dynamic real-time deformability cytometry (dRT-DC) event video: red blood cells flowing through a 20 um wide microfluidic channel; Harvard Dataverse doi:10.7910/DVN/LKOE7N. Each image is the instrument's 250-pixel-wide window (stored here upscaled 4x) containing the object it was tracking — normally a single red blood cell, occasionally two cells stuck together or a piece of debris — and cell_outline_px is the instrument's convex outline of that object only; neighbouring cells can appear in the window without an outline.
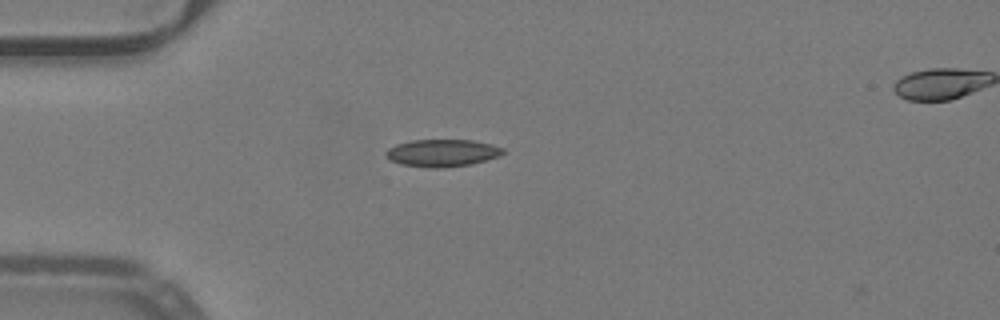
{"species": "common noctule bat (a hibernating species)", "species_latin": "Nyctalus noctula", "temperature_condition": "warm", "stored_images_in_passage": 2, "camera_frame_rate_fps": 3000, "um_per_image_px": 0.085, "animal": {"sex": "male", "body_mass_g": 19.2, "forearm_length_mm": 51.8}, "frame": {"image": 1, "passage_image": 1, "time_ms": 0.0, "image_size_px": [1000, 320], "cell_outline_px": [[504, 152], [500, 156], [472, 164], [440, 168], [432, 168], [400, 164], [392, 160], [384, 152], [388, 148], [396, 144], [412, 140], [472, 140], [492, 144], [504, 148]], "centroid_in_image_um": [37.61, 13.0], "position_along_channel_um": 47.4, "area_um2": 18.61}}